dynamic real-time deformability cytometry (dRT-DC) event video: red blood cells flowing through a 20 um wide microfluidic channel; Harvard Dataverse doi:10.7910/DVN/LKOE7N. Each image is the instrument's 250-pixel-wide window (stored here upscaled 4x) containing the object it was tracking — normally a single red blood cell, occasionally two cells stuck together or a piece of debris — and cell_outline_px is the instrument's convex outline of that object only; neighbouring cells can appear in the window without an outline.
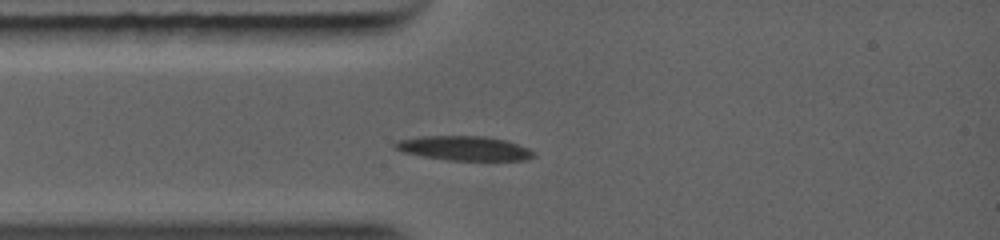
{"species": "common noctule bat (a hibernating species)", "species_latin": "Nyctalus noctula", "temperature_condition": "warm", "stored_images_in_passage": 35, "camera_frame_rate_fps": 5000, "um_per_image_px": 0.085, "animal": {"sex": "female", "body_mass_g": 19.0, "forearm_length_mm": 56.7}, "frame": {"image": 1, "passage_image": 8, "time_ms": 1.8, "image_size_px": [1000, 240], "cell_outline_px": [[536, 156], [528, 160], [448, 160], [424, 156], [404, 152], [392, 148], [392, 144], [396, 140], [420, 136], [484, 136], [504, 140], [528, 148], [536, 152]], "centroid_in_image_um": [39.43, 12.6], "position_along_channel_um": 45.6, "area_um2": 19.77}}
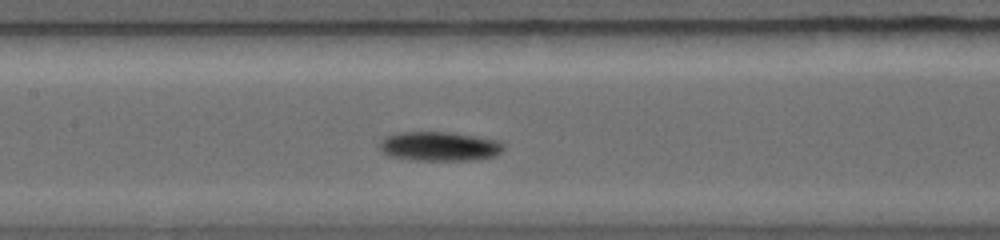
{"frame": {"image": 2, "passage_image": 18, "time_ms": 4.4, "image_size_px": [1000, 240], "cell_outline_px": [[504, 148], [500, 152], [492, 156], [472, 160], [412, 160], [388, 156], [380, 148], [380, 140], [384, 136], [396, 132], [448, 132], [476, 136], [500, 140], [504, 144]], "centroid_in_image_um": [37.32, 12.43], "position_along_channel_um": 170.1, "area_um2": 21.27}}
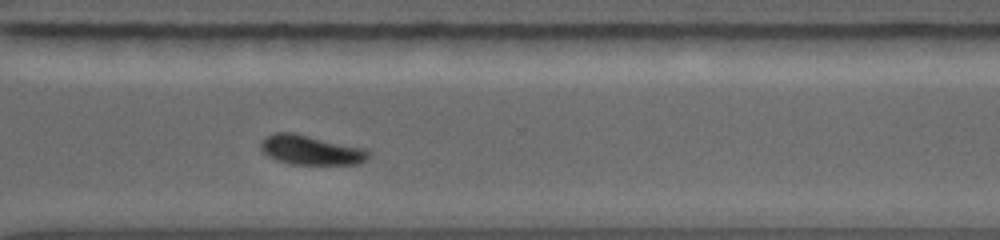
{"frame": {"image": 3, "passage_image": 33, "time_ms": 8.0, "image_size_px": [1000, 240], "cell_outline_px": [[372, 152], [368, 160], [360, 164], [292, 164], [276, 160], [268, 156], [260, 148], [260, 144], [268, 136], [276, 132], [292, 132], [364, 148]], "centroid_in_image_um": [26.48, 12.76], "position_along_channel_um": 344.1, "area_um2": 18.5}}